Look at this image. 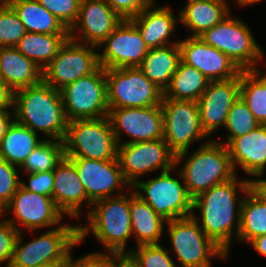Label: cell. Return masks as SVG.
<instances>
[{"instance_id": "6da1fadb", "label": "cell", "mask_w": 266, "mask_h": 267, "mask_svg": "<svg viewBox=\"0 0 266 267\" xmlns=\"http://www.w3.org/2000/svg\"><path fill=\"white\" fill-rule=\"evenodd\" d=\"M249 189V179L240 180L236 175L226 182L212 186L193 199L192 209L200 211V222L194 212L192 216L205 234L222 248L227 256L233 236L237 239L240 228L241 204L244 197L237 201V190L246 194Z\"/></svg>"}, {"instance_id": "7a4b0ae2", "label": "cell", "mask_w": 266, "mask_h": 267, "mask_svg": "<svg viewBox=\"0 0 266 267\" xmlns=\"http://www.w3.org/2000/svg\"><path fill=\"white\" fill-rule=\"evenodd\" d=\"M12 108L17 123L33 132L44 133L46 139L64 141L68 119L60 90L42 80L36 85L14 91Z\"/></svg>"}, {"instance_id": "3957f363", "label": "cell", "mask_w": 266, "mask_h": 267, "mask_svg": "<svg viewBox=\"0 0 266 267\" xmlns=\"http://www.w3.org/2000/svg\"><path fill=\"white\" fill-rule=\"evenodd\" d=\"M86 219L87 226L79 225V243L91 232L108 251L94 254L125 257L129 253L126 245L133 235L128 194L93 202Z\"/></svg>"}, {"instance_id": "277c9868", "label": "cell", "mask_w": 266, "mask_h": 267, "mask_svg": "<svg viewBox=\"0 0 266 267\" xmlns=\"http://www.w3.org/2000/svg\"><path fill=\"white\" fill-rule=\"evenodd\" d=\"M185 161L182 168L177 169L192 199L238 175L227 146L220 141L205 140Z\"/></svg>"}, {"instance_id": "5b68a950", "label": "cell", "mask_w": 266, "mask_h": 267, "mask_svg": "<svg viewBox=\"0 0 266 267\" xmlns=\"http://www.w3.org/2000/svg\"><path fill=\"white\" fill-rule=\"evenodd\" d=\"M63 142L66 158H117L118 143L108 116L68 121Z\"/></svg>"}, {"instance_id": "8992f818", "label": "cell", "mask_w": 266, "mask_h": 267, "mask_svg": "<svg viewBox=\"0 0 266 267\" xmlns=\"http://www.w3.org/2000/svg\"><path fill=\"white\" fill-rule=\"evenodd\" d=\"M19 232L9 267H35L43 263L68 262L79 243V225H59L38 238L23 243Z\"/></svg>"}, {"instance_id": "52a82bcc", "label": "cell", "mask_w": 266, "mask_h": 267, "mask_svg": "<svg viewBox=\"0 0 266 267\" xmlns=\"http://www.w3.org/2000/svg\"><path fill=\"white\" fill-rule=\"evenodd\" d=\"M161 109L163 139L176 154L177 168L188 157L189 147L193 142L210 138L201 126L197 102L162 98Z\"/></svg>"}, {"instance_id": "ba28073f", "label": "cell", "mask_w": 266, "mask_h": 267, "mask_svg": "<svg viewBox=\"0 0 266 267\" xmlns=\"http://www.w3.org/2000/svg\"><path fill=\"white\" fill-rule=\"evenodd\" d=\"M248 26L231 14L199 37L208 45L225 53L241 70H258L263 50Z\"/></svg>"}, {"instance_id": "9c48e42d", "label": "cell", "mask_w": 266, "mask_h": 267, "mask_svg": "<svg viewBox=\"0 0 266 267\" xmlns=\"http://www.w3.org/2000/svg\"><path fill=\"white\" fill-rule=\"evenodd\" d=\"M167 232L183 267H211L212 258H227V253L210 239L191 215L167 221Z\"/></svg>"}, {"instance_id": "30bf717a", "label": "cell", "mask_w": 266, "mask_h": 267, "mask_svg": "<svg viewBox=\"0 0 266 267\" xmlns=\"http://www.w3.org/2000/svg\"><path fill=\"white\" fill-rule=\"evenodd\" d=\"M171 171L161 172L158 177L150 180H137L131 186L134 193L166 221L191 216L193 213V199L187 192L180 172L178 171L179 178H174L170 175Z\"/></svg>"}, {"instance_id": "8fae6325", "label": "cell", "mask_w": 266, "mask_h": 267, "mask_svg": "<svg viewBox=\"0 0 266 267\" xmlns=\"http://www.w3.org/2000/svg\"><path fill=\"white\" fill-rule=\"evenodd\" d=\"M109 109L161 106L163 91L138 67L105 69Z\"/></svg>"}, {"instance_id": "7c38bea8", "label": "cell", "mask_w": 266, "mask_h": 267, "mask_svg": "<svg viewBox=\"0 0 266 267\" xmlns=\"http://www.w3.org/2000/svg\"><path fill=\"white\" fill-rule=\"evenodd\" d=\"M60 93L68 121L108 116L107 80L101 66L90 75L65 85Z\"/></svg>"}, {"instance_id": "4fadbf2b", "label": "cell", "mask_w": 266, "mask_h": 267, "mask_svg": "<svg viewBox=\"0 0 266 267\" xmlns=\"http://www.w3.org/2000/svg\"><path fill=\"white\" fill-rule=\"evenodd\" d=\"M95 48L97 47L68 38L58 54L43 69L42 80L60 90L65 85L95 72L100 67Z\"/></svg>"}, {"instance_id": "5bb4252c", "label": "cell", "mask_w": 266, "mask_h": 267, "mask_svg": "<svg viewBox=\"0 0 266 267\" xmlns=\"http://www.w3.org/2000/svg\"><path fill=\"white\" fill-rule=\"evenodd\" d=\"M117 158L123 175L131 186L148 172L176 169V154L164 139L118 145Z\"/></svg>"}, {"instance_id": "9a60e30c", "label": "cell", "mask_w": 266, "mask_h": 267, "mask_svg": "<svg viewBox=\"0 0 266 267\" xmlns=\"http://www.w3.org/2000/svg\"><path fill=\"white\" fill-rule=\"evenodd\" d=\"M99 64L104 69L139 67L149 52L140 31L130 19H123L114 31L98 45Z\"/></svg>"}, {"instance_id": "2e32d148", "label": "cell", "mask_w": 266, "mask_h": 267, "mask_svg": "<svg viewBox=\"0 0 266 267\" xmlns=\"http://www.w3.org/2000/svg\"><path fill=\"white\" fill-rule=\"evenodd\" d=\"M12 211L13 219L8 220L19 232H23L17 224L32 231L41 228L61 225L64 213L57 207L53 198L30 192L19 185L11 201L0 212L2 218ZM15 218V219H14ZM15 220H18L15 222Z\"/></svg>"}, {"instance_id": "e0dca14e", "label": "cell", "mask_w": 266, "mask_h": 267, "mask_svg": "<svg viewBox=\"0 0 266 267\" xmlns=\"http://www.w3.org/2000/svg\"><path fill=\"white\" fill-rule=\"evenodd\" d=\"M108 117L118 145L163 139L161 106L109 109ZM123 134L131 139L121 141Z\"/></svg>"}, {"instance_id": "ac0fdd59", "label": "cell", "mask_w": 266, "mask_h": 267, "mask_svg": "<svg viewBox=\"0 0 266 267\" xmlns=\"http://www.w3.org/2000/svg\"><path fill=\"white\" fill-rule=\"evenodd\" d=\"M68 159L74 164L87 198L92 203L100 199L124 194V188H132L123 175L118 158L114 160ZM114 191L119 194L115 195L114 193L113 195L112 192Z\"/></svg>"}, {"instance_id": "d6986e66", "label": "cell", "mask_w": 266, "mask_h": 267, "mask_svg": "<svg viewBox=\"0 0 266 267\" xmlns=\"http://www.w3.org/2000/svg\"><path fill=\"white\" fill-rule=\"evenodd\" d=\"M122 20L105 0H81L69 38L98 47Z\"/></svg>"}, {"instance_id": "ffe728a7", "label": "cell", "mask_w": 266, "mask_h": 267, "mask_svg": "<svg viewBox=\"0 0 266 267\" xmlns=\"http://www.w3.org/2000/svg\"><path fill=\"white\" fill-rule=\"evenodd\" d=\"M181 60L199 70L208 81L238 77L241 69L225 53L206 44L200 37L179 40Z\"/></svg>"}, {"instance_id": "44dd1931", "label": "cell", "mask_w": 266, "mask_h": 267, "mask_svg": "<svg viewBox=\"0 0 266 267\" xmlns=\"http://www.w3.org/2000/svg\"><path fill=\"white\" fill-rule=\"evenodd\" d=\"M240 98V75L228 80L210 81L198 99L200 123L210 137L224 127L233 103Z\"/></svg>"}, {"instance_id": "7402d4cb", "label": "cell", "mask_w": 266, "mask_h": 267, "mask_svg": "<svg viewBox=\"0 0 266 267\" xmlns=\"http://www.w3.org/2000/svg\"><path fill=\"white\" fill-rule=\"evenodd\" d=\"M52 198L57 207L72 218H79L83 203L88 208L92 206L74 164L66 157L54 169Z\"/></svg>"}, {"instance_id": "603a6c76", "label": "cell", "mask_w": 266, "mask_h": 267, "mask_svg": "<svg viewBox=\"0 0 266 267\" xmlns=\"http://www.w3.org/2000/svg\"><path fill=\"white\" fill-rule=\"evenodd\" d=\"M227 148L235 172L240 167L248 176L265 174L266 125H260L247 135L234 138Z\"/></svg>"}, {"instance_id": "cb8c5ba5", "label": "cell", "mask_w": 266, "mask_h": 267, "mask_svg": "<svg viewBox=\"0 0 266 267\" xmlns=\"http://www.w3.org/2000/svg\"><path fill=\"white\" fill-rule=\"evenodd\" d=\"M154 2L153 0L138 15L130 20L140 31L149 49L179 43V40L177 42L169 40L176 29L175 26H177L176 23L179 21V17H175L169 6L157 7L156 5L155 7L153 5Z\"/></svg>"}, {"instance_id": "d4e9b609", "label": "cell", "mask_w": 266, "mask_h": 267, "mask_svg": "<svg viewBox=\"0 0 266 267\" xmlns=\"http://www.w3.org/2000/svg\"><path fill=\"white\" fill-rule=\"evenodd\" d=\"M43 70L15 47L0 48V79L14 92L42 81Z\"/></svg>"}, {"instance_id": "484cf974", "label": "cell", "mask_w": 266, "mask_h": 267, "mask_svg": "<svg viewBox=\"0 0 266 267\" xmlns=\"http://www.w3.org/2000/svg\"><path fill=\"white\" fill-rule=\"evenodd\" d=\"M226 0H187L179 12V22L191 30V37H199L222 21L231 11Z\"/></svg>"}, {"instance_id": "4316f807", "label": "cell", "mask_w": 266, "mask_h": 267, "mask_svg": "<svg viewBox=\"0 0 266 267\" xmlns=\"http://www.w3.org/2000/svg\"><path fill=\"white\" fill-rule=\"evenodd\" d=\"M129 208L131 216V229L137 246L160 244L167 221L158 215L154 209L132 192L129 194Z\"/></svg>"}, {"instance_id": "83f0119b", "label": "cell", "mask_w": 266, "mask_h": 267, "mask_svg": "<svg viewBox=\"0 0 266 267\" xmlns=\"http://www.w3.org/2000/svg\"><path fill=\"white\" fill-rule=\"evenodd\" d=\"M181 61L179 43L151 48L138 67L145 77L163 92L169 86Z\"/></svg>"}, {"instance_id": "f1b7e54d", "label": "cell", "mask_w": 266, "mask_h": 267, "mask_svg": "<svg viewBox=\"0 0 266 267\" xmlns=\"http://www.w3.org/2000/svg\"><path fill=\"white\" fill-rule=\"evenodd\" d=\"M17 13L27 32L69 34L63 24L37 0H5Z\"/></svg>"}, {"instance_id": "f546056e", "label": "cell", "mask_w": 266, "mask_h": 267, "mask_svg": "<svg viewBox=\"0 0 266 267\" xmlns=\"http://www.w3.org/2000/svg\"><path fill=\"white\" fill-rule=\"evenodd\" d=\"M68 38L69 34L27 32L15 48L43 70L58 54Z\"/></svg>"}, {"instance_id": "4dcf8cb0", "label": "cell", "mask_w": 266, "mask_h": 267, "mask_svg": "<svg viewBox=\"0 0 266 267\" xmlns=\"http://www.w3.org/2000/svg\"><path fill=\"white\" fill-rule=\"evenodd\" d=\"M42 141L37 132L14 121L1 141L0 158L20 168Z\"/></svg>"}, {"instance_id": "1f68e13d", "label": "cell", "mask_w": 266, "mask_h": 267, "mask_svg": "<svg viewBox=\"0 0 266 267\" xmlns=\"http://www.w3.org/2000/svg\"><path fill=\"white\" fill-rule=\"evenodd\" d=\"M208 83L199 70L181 60L169 86L163 92V98L197 102Z\"/></svg>"}, {"instance_id": "d6a6232c", "label": "cell", "mask_w": 266, "mask_h": 267, "mask_svg": "<svg viewBox=\"0 0 266 267\" xmlns=\"http://www.w3.org/2000/svg\"><path fill=\"white\" fill-rule=\"evenodd\" d=\"M240 228L237 240L249 243L258 236L266 234V203L250 189L241 204Z\"/></svg>"}, {"instance_id": "836d02e7", "label": "cell", "mask_w": 266, "mask_h": 267, "mask_svg": "<svg viewBox=\"0 0 266 267\" xmlns=\"http://www.w3.org/2000/svg\"><path fill=\"white\" fill-rule=\"evenodd\" d=\"M261 70H242L240 98L247 104L260 125H266V73Z\"/></svg>"}, {"instance_id": "e575fe53", "label": "cell", "mask_w": 266, "mask_h": 267, "mask_svg": "<svg viewBox=\"0 0 266 267\" xmlns=\"http://www.w3.org/2000/svg\"><path fill=\"white\" fill-rule=\"evenodd\" d=\"M65 157L64 142L55 139H43L26 158L20 169L27 173L54 170Z\"/></svg>"}, {"instance_id": "d590c367", "label": "cell", "mask_w": 266, "mask_h": 267, "mask_svg": "<svg viewBox=\"0 0 266 267\" xmlns=\"http://www.w3.org/2000/svg\"><path fill=\"white\" fill-rule=\"evenodd\" d=\"M258 126H260V123L249 110L247 104L241 98L237 99L227 116L224 128L228 132L226 133V141H223V144L227 146L234 138L247 135Z\"/></svg>"}, {"instance_id": "8d00e7d4", "label": "cell", "mask_w": 266, "mask_h": 267, "mask_svg": "<svg viewBox=\"0 0 266 267\" xmlns=\"http://www.w3.org/2000/svg\"><path fill=\"white\" fill-rule=\"evenodd\" d=\"M125 257L134 267H177L161 244L138 245Z\"/></svg>"}, {"instance_id": "74e56055", "label": "cell", "mask_w": 266, "mask_h": 267, "mask_svg": "<svg viewBox=\"0 0 266 267\" xmlns=\"http://www.w3.org/2000/svg\"><path fill=\"white\" fill-rule=\"evenodd\" d=\"M26 33L14 9L5 0H0V48L15 47Z\"/></svg>"}, {"instance_id": "f35d334b", "label": "cell", "mask_w": 266, "mask_h": 267, "mask_svg": "<svg viewBox=\"0 0 266 267\" xmlns=\"http://www.w3.org/2000/svg\"><path fill=\"white\" fill-rule=\"evenodd\" d=\"M43 7L52 13L67 29L75 24L81 0H37Z\"/></svg>"}, {"instance_id": "ab89813d", "label": "cell", "mask_w": 266, "mask_h": 267, "mask_svg": "<svg viewBox=\"0 0 266 267\" xmlns=\"http://www.w3.org/2000/svg\"><path fill=\"white\" fill-rule=\"evenodd\" d=\"M17 169L20 168L0 158V212L11 201L20 185Z\"/></svg>"}, {"instance_id": "60d3db41", "label": "cell", "mask_w": 266, "mask_h": 267, "mask_svg": "<svg viewBox=\"0 0 266 267\" xmlns=\"http://www.w3.org/2000/svg\"><path fill=\"white\" fill-rule=\"evenodd\" d=\"M18 234L19 231L8 220L0 221V264L7 262L5 267L11 264Z\"/></svg>"}, {"instance_id": "b9f144b4", "label": "cell", "mask_w": 266, "mask_h": 267, "mask_svg": "<svg viewBox=\"0 0 266 267\" xmlns=\"http://www.w3.org/2000/svg\"><path fill=\"white\" fill-rule=\"evenodd\" d=\"M28 184L20 182V185L30 191L52 198L54 185V170L46 172L28 173Z\"/></svg>"}, {"instance_id": "7bdbcfd3", "label": "cell", "mask_w": 266, "mask_h": 267, "mask_svg": "<svg viewBox=\"0 0 266 267\" xmlns=\"http://www.w3.org/2000/svg\"><path fill=\"white\" fill-rule=\"evenodd\" d=\"M122 18L131 19L138 15L153 0H105Z\"/></svg>"}, {"instance_id": "ee69618b", "label": "cell", "mask_w": 266, "mask_h": 267, "mask_svg": "<svg viewBox=\"0 0 266 267\" xmlns=\"http://www.w3.org/2000/svg\"><path fill=\"white\" fill-rule=\"evenodd\" d=\"M70 256L65 267H108L107 254H86L85 256L75 259Z\"/></svg>"}, {"instance_id": "f6af8a7d", "label": "cell", "mask_w": 266, "mask_h": 267, "mask_svg": "<svg viewBox=\"0 0 266 267\" xmlns=\"http://www.w3.org/2000/svg\"><path fill=\"white\" fill-rule=\"evenodd\" d=\"M15 121L13 109L0 110V144L9 127Z\"/></svg>"}, {"instance_id": "bcb514c9", "label": "cell", "mask_w": 266, "mask_h": 267, "mask_svg": "<svg viewBox=\"0 0 266 267\" xmlns=\"http://www.w3.org/2000/svg\"><path fill=\"white\" fill-rule=\"evenodd\" d=\"M263 175L255 176L257 179H249L250 190L263 202L266 203V179L262 178ZM259 177V178H258ZM261 177V178H260Z\"/></svg>"}, {"instance_id": "7dc6e473", "label": "cell", "mask_w": 266, "mask_h": 267, "mask_svg": "<svg viewBox=\"0 0 266 267\" xmlns=\"http://www.w3.org/2000/svg\"><path fill=\"white\" fill-rule=\"evenodd\" d=\"M13 91L0 79V110L13 109Z\"/></svg>"}, {"instance_id": "c3c4849f", "label": "cell", "mask_w": 266, "mask_h": 267, "mask_svg": "<svg viewBox=\"0 0 266 267\" xmlns=\"http://www.w3.org/2000/svg\"><path fill=\"white\" fill-rule=\"evenodd\" d=\"M251 246L262 256L266 257V234L256 237L249 242Z\"/></svg>"}, {"instance_id": "681fc988", "label": "cell", "mask_w": 266, "mask_h": 267, "mask_svg": "<svg viewBox=\"0 0 266 267\" xmlns=\"http://www.w3.org/2000/svg\"><path fill=\"white\" fill-rule=\"evenodd\" d=\"M108 267H134L126 257L108 255Z\"/></svg>"}, {"instance_id": "f907efd6", "label": "cell", "mask_w": 266, "mask_h": 267, "mask_svg": "<svg viewBox=\"0 0 266 267\" xmlns=\"http://www.w3.org/2000/svg\"><path fill=\"white\" fill-rule=\"evenodd\" d=\"M67 262H50L37 265L35 267H65Z\"/></svg>"}, {"instance_id": "816d5d0a", "label": "cell", "mask_w": 266, "mask_h": 267, "mask_svg": "<svg viewBox=\"0 0 266 267\" xmlns=\"http://www.w3.org/2000/svg\"><path fill=\"white\" fill-rule=\"evenodd\" d=\"M263 0H237V4L240 5V6H248V5H251V4H257L259 2H262Z\"/></svg>"}]
</instances>
